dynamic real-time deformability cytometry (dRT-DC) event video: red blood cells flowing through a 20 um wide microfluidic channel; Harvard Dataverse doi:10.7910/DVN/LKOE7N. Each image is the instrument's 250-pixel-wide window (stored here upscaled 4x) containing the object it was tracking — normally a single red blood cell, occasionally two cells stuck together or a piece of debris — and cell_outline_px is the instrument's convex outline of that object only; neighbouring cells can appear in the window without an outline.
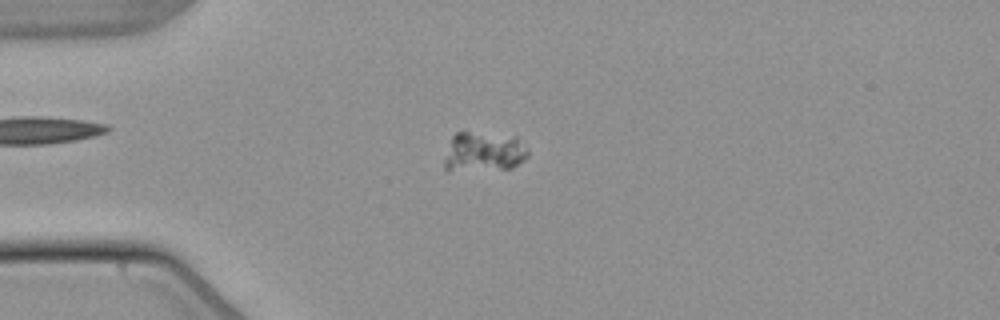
{"species": "common noctule bat (a hibernating species)", "species_latin": "Nyctalus noctula", "temperature_condition": "warm", "stored_images_in_passage": 54, "camera_frame_rate_fps": 3000, "um_per_image_px": 0.085, "animal": {"sex": "male", "body_mass_g": 21.5, "forearm_length_mm": 52.0}, "frame": {"image": 1, "passage_image": 14, "time_ms": 4.333, "image_size_px": [1000, 320], "cell_outline_px": [[528, 156], [524, 160], [512, 168], [448, 172], [444, 168], [444, 156], [452, 136], [456, 132], [468, 132], [516, 136], [528, 148]], "centroid_in_image_um": [41.1, 12.93], "position_along_channel_um": 43.9, "area_um2": 19.77}}
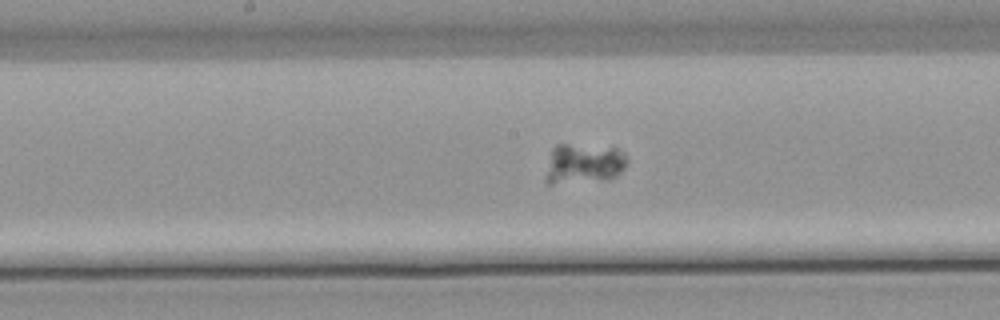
{"frame": {"image": 2, "passage_image": 28, "time_ms": 9.0, "image_size_px": [1000, 320], "cell_outline_px": [[628, 160], [624, 168], [620, 172], [608, 180], [552, 184], [548, 184], [544, 180], [544, 176], [552, 148], [556, 144], [612, 144], [624, 152], [628, 156]], "centroid_in_image_um": [49.64, 13.87], "position_along_channel_um": 198.6, "area_um2": 20.0}}
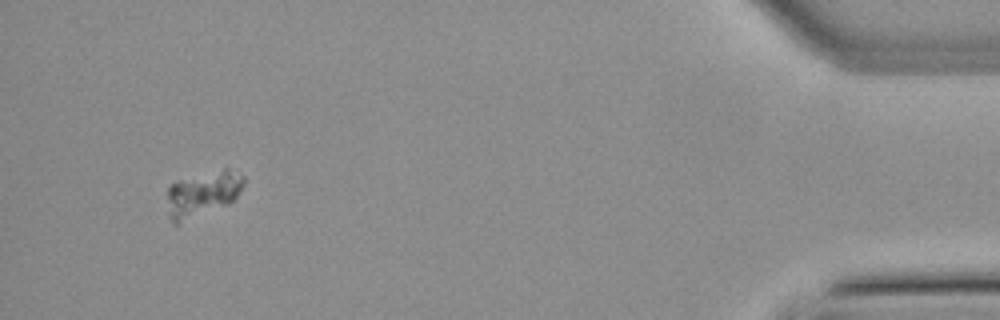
{"frame": {"image": 3, "passage_image": 51, "time_ms": 16.667, "image_size_px": [1000, 320], "cell_outline_px": [[244, 184], [236, 196], [228, 204], [180, 224], [172, 224], [168, 216], [168, 188], [176, 180], [224, 168], [228, 168], [244, 176]], "centroid_in_image_um": [17.2, 16.49], "position_along_channel_um": 418.0, "area_um2": 20.35}}